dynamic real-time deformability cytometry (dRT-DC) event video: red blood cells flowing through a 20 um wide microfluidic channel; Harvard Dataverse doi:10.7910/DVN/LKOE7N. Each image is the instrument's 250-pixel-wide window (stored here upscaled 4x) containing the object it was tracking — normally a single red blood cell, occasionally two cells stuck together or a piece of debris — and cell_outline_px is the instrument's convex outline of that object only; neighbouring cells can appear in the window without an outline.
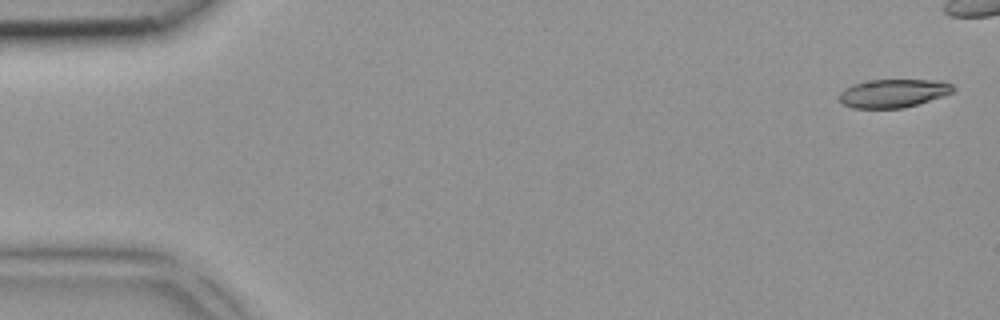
{"species": "common noctule bat (a hibernating species)", "species_latin": "Nyctalus noctula", "temperature_condition": "room temperature", "stored_images_in_passage": 5, "camera_frame_rate_fps": 3000, "um_per_image_px": 0.085, "animal": {"sex": "female", "body_mass_g": 18.4}, "frame": {"image": 1, "passage_image": 1, "time_ms": 0.0, "image_size_px": [1000, 320], "cell_outline_px": [[956, 92], [944, 96], [904, 108], [852, 108], [840, 104], [836, 96], [844, 88], [852, 84], [868, 80], [944, 80], [952, 84], [956, 88]], "centroid_in_image_um": [75.92, 7.93], "position_along_channel_um": 9.1, "area_um2": 19.36}}